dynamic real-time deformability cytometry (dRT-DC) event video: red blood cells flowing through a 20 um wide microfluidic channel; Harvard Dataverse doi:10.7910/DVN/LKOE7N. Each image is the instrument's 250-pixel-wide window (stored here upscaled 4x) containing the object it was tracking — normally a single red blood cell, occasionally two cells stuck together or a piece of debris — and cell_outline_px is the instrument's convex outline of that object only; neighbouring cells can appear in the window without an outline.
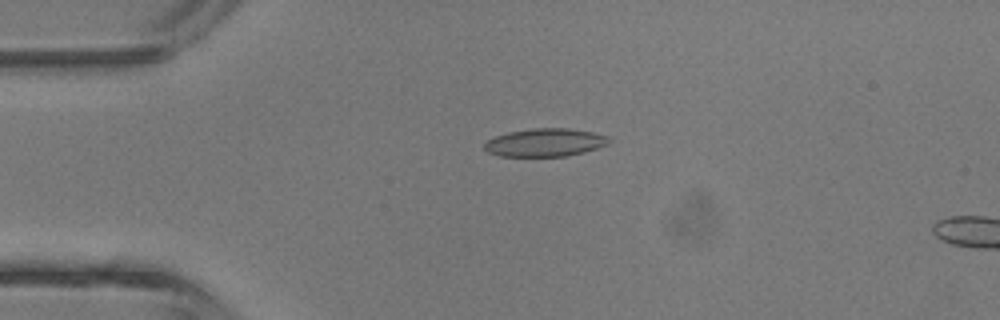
{"species": "common noctule bat (a hibernating species)", "species_latin": "Nyctalus noctula", "temperature_condition": "room temperature", "stored_images_in_passage": 3, "camera_frame_rate_fps": 3000, "um_per_image_px": 0.085, "animal": {"sex": "male", "body_mass_g": 13.3}, "frame": {"image": 1, "passage_image": 2, "time_ms": 1.333, "image_size_px": [1000, 320], "cell_outline_px": [[612, 140], [608, 144], [584, 152], [568, 156], [500, 156], [488, 152], [484, 148], [484, 144], [488, 140], [496, 136], [508, 132], [532, 128], [568, 128], [592, 132], [608, 136]], "centroid_in_image_um": [46.35, 12.11], "position_along_channel_um": 38.7, "area_um2": 20.35}}